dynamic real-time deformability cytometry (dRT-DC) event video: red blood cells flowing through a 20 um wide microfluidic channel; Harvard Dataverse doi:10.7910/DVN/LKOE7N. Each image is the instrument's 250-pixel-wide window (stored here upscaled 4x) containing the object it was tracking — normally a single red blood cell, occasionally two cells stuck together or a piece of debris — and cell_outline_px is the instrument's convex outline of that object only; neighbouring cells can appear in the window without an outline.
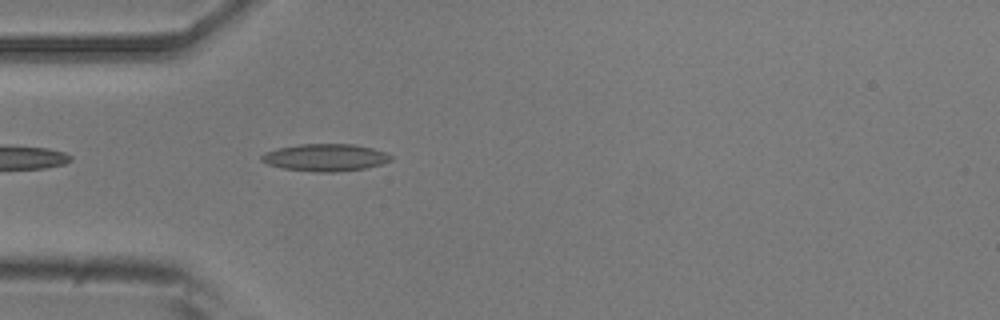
{"species": "common noctule bat (a hibernating species)", "species_latin": "Nyctalus noctula", "temperature_condition": "room temperature", "stored_images_in_passage": 13, "camera_frame_rate_fps": 3000, "um_per_image_px": 0.085, "animal": {"sex": "male", "body_mass_g": 20.5, "forearm_length_mm": 52.5}, "frame": {"image": 1, "passage_image": 3, "time_ms": 0.667, "image_size_px": [1000, 320], "cell_outline_px": [[392, 160], [380, 164], [364, 168], [336, 172], [316, 172], [284, 168], [268, 164], [260, 160], [260, 156], [264, 152], [276, 148], [300, 144], [352, 144], [372, 148], [384, 152], [392, 156]], "centroid_in_image_um": [27.61, 13.38], "position_along_channel_um": 57.4, "area_um2": 20.46}}
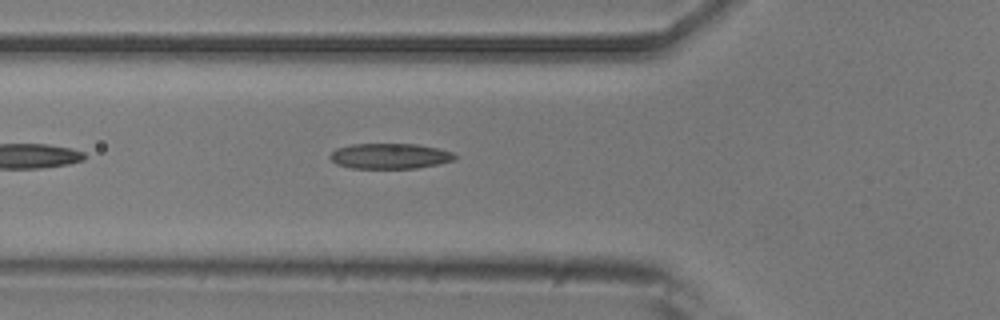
{"frame": {"image": 2, "passage_image": 6, "time_ms": 1.667, "image_size_px": [1000, 320], "cell_outline_px": [[456, 160], [440, 164], [416, 168], [352, 168], [336, 164], [328, 156], [336, 148], [352, 144], [416, 144], [440, 148], [452, 152], [456, 156]], "centroid_in_image_um": [33.16, 13.26], "position_along_channel_um": 92.6, "area_um2": 18.61}}
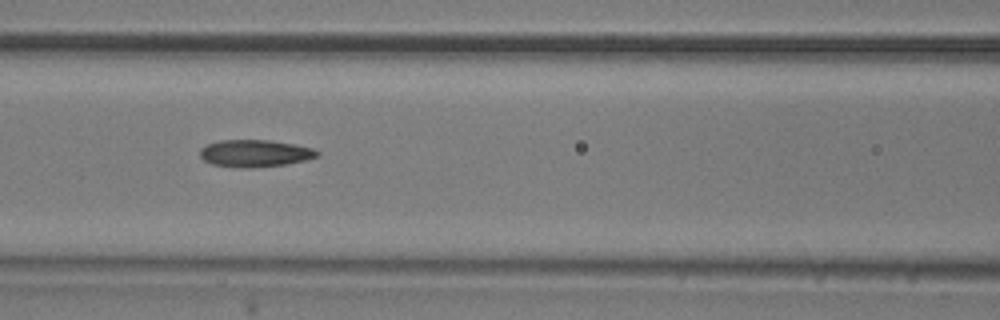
{"frame": {"image": 3, "passage_image": 10, "time_ms": 3.0, "image_size_px": [1000, 320], "cell_outline_px": [[320, 156], [304, 160], [284, 164], [252, 168], [240, 168], [212, 164], [204, 160], [200, 156], [200, 148], [208, 144], [220, 140], [272, 140], [312, 148], [320, 152]], "centroid_in_image_um": [21.66, 13.03], "position_along_channel_um": 144.9, "area_um2": 18.5}}